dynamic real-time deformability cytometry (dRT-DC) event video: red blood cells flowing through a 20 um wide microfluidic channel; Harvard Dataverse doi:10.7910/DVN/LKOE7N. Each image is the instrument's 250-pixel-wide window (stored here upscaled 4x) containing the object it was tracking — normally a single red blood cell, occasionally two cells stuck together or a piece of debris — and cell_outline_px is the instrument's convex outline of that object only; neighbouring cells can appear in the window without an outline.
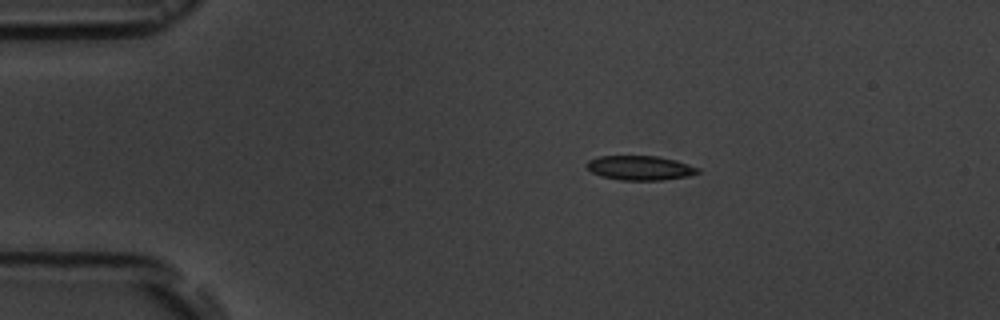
{"species": "common noctule bat (a hibernating species)", "species_latin": "Nyctalus noctula", "temperature_condition": "room temperature", "stored_images_in_passage": 3, "camera_frame_rate_fps": 3000, "um_per_image_px": 0.085, "animal": {"sex": "male", "body_mass_g": 19.5, "forearm_length_mm": 54.6}, "frame": {"image": 1, "passage_image": 1, "time_ms": 0.0, "image_size_px": [1000, 320], "cell_outline_px": [[700, 172], [688, 176], [660, 180], [620, 180], [604, 176], [592, 172], [584, 164], [588, 160], [600, 156], [656, 156], [676, 160], [700, 168]], "centroid_in_image_um": [54.41, 14.26], "position_along_channel_um": 30.6, "area_um2": 15.72}}